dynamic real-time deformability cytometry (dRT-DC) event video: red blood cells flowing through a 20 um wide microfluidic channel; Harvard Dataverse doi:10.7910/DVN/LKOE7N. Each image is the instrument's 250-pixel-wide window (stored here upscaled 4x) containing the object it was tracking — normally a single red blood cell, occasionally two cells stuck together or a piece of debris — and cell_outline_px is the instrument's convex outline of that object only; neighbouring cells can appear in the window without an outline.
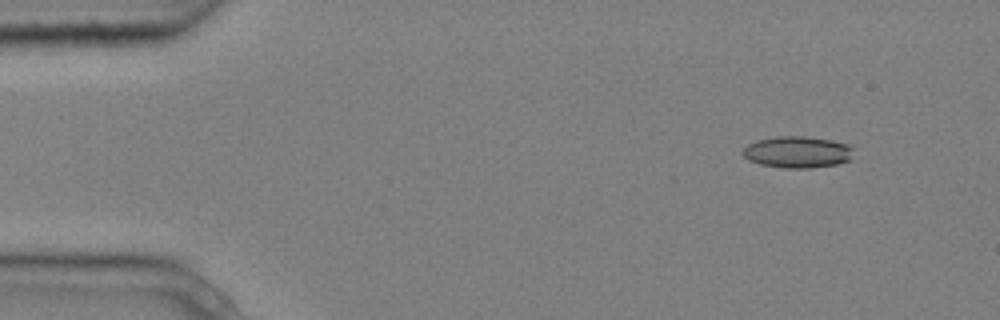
{"species": "common noctule bat (a hibernating species)", "species_latin": "Nyctalus noctula", "temperature_condition": "cold", "stored_images_in_passage": 4, "camera_frame_rate_fps": 3000, "um_per_image_px": 0.085, "animal": {"sex": "male", "body_mass_g": 20.4}, "frame": {"image": 1, "passage_image": 2, "time_ms": 0.333, "image_size_px": [1000, 320], "cell_outline_px": [[856, 148], [852, 160], [836, 164], [808, 168], [784, 168], [760, 164], [748, 160], [740, 152], [748, 144], [756, 140], [776, 136], [804, 136], [832, 140], [848, 144]], "centroid_in_image_um": [67.82, 12.92], "position_along_channel_um": 17.2, "area_um2": 20.75}}
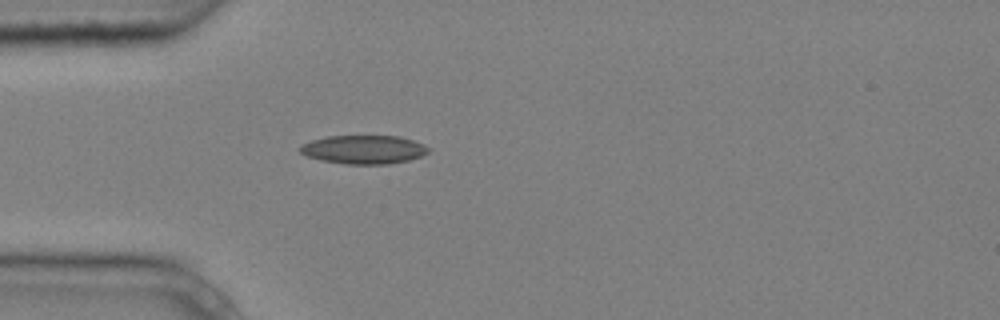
{"frame": {"image": 2, "passage_image": 4, "time_ms": 1.0, "image_size_px": [1000, 320], "cell_outline_px": [[432, 148], [428, 152], [420, 156], [408, 160], [388, 164], [348, 164], [320, 160], [308, 156], [300, 152], [300, 144], [312, 140], [328, 136], [400, 136], [424, 144]], "centroid_in_image_um": [30.93, 12.7], "position_along_channel_um": 54.1, "area_um2": 21.39}}